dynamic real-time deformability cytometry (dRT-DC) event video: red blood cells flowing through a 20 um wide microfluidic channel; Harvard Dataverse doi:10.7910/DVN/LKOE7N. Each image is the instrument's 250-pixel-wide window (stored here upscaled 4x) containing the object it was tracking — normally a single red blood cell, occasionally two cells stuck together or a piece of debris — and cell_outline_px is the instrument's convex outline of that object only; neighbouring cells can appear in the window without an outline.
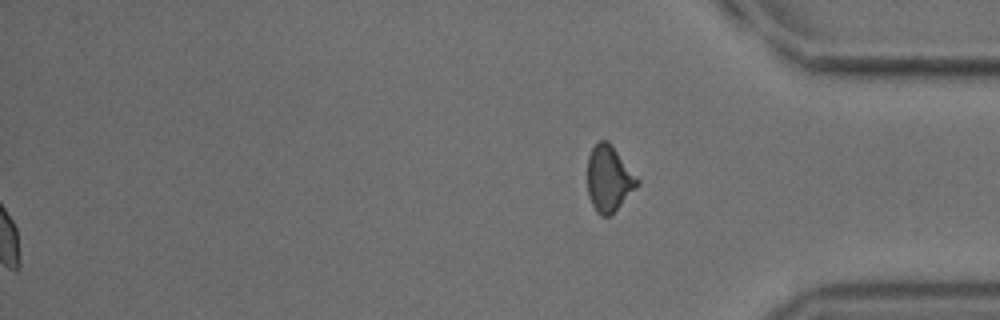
{"species": "common noctule bat (a hibernating species)", "species_latin": "Nyctalus noctula", "temperature_condition": "cold", "stored_images_in_passage": 44, "segment_of_instrument_passage": [2, 2], "camera_frame_rate_fps": 3000, "um_per_image_px": 0.085, "animal": {"sex": "male", "body_mass_g": 18.8}, "frame": {"image": 1, "passage_image": 44, "time_ms": 14.333, "image_size_px": [1000, 320], "cell_outline_px": [[640, 184], [612, 216], [600, 216], [596, 212], [588, 196], [588, 156], [592, 148], [600, 140], [608, 140], [612, 144], [640, 180]], "centroid_in_image_um": [51.78, 15.21], "position_along_channel_um": 383.4, "area_um2": 19.48}}